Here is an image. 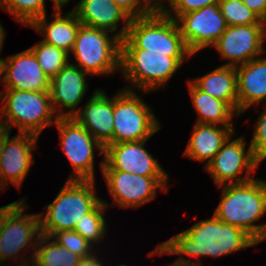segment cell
<instances>
[{
    "label": "cell",
    "instance_id": "6da1fadb",
    "mask_svg": "<svg viewBox=\"0 0 266 266\" xmlns=\"http://www.w3.org/2000/svg\"><path fill=\"white\" fill-rule=\"evenodd\" d=\"M259 243L240 227L220 221L214 214L211 219L201 220L190 228L178 233L168 240L159 243L149 252L153 255H179L175 260L179 264L200 263L199 260H188L190 257H222L239 250L257 246Z\"/></svg>",
    "mask_w": 266,
    "mask_h": 266
},
{
    "label": "cell",
    "instance_id": "7a4b0ae2",
    "mask_svg": "<svg viewBox=\"0 0 266 266\" xmlns=\"http://www.w3.org/2000/svg\"><path fill=\"white\" fill-rule=\"evenodd\" d=\"M221 201L214 215L222 222L240 227L258 243L266 240V223L256 224L266 214V184L254 178L240 184L220 186Z\"/></svg>",
    "mask_w": 266,
    "mask_h": 266
},
{
    "label": "cell",
    "instance_id": "3957f363",
    "mask_svg": "<svg viewBox=\"0 0 266 266\" xmlns=\"http://www.w3.org/2000/svg\"><path fill=\"white\" fill-rule=\"evenodd\" d=\"M192 53H157L144 49H121V71L130 87L142 93L163 88ZM130 83V84H129Z\"/></svg>",
    "mask_w": 266,
    "mask_h": 266
},
{
    "label": "cell",
    "instance_id": "277c9868",
    "mask_svg": "<svg viewBox=\"0 0 266 266\" xmlns=\"http://www.w3.org/2000/svg\"><path fill=\"white\" fill-rule=\"evenodd\" d=\"M95 186V180L67 179L53 202L46 205V212L38 213L41 234L51 237L58 231L74 230L102 200L96 196Z\"/></svg>",
    "mask_w": 266,
    "mask_h": 266
},
{
    "label": "cell",
    "instance_id": "5b68a950",
    "mask_svg": "<svg viewBox=\"0 0 266 266\" xmlns=\"http://www.w3.org/2000/svg\"><path fill=\"white\" fill-rule=\"evenodd\" d=\"M0 101V119L10 131L14 126L18 132L39 137L59 118L53 109L49 91L2 90Z\"/></svg>",
    "mask_w": 266,
    "mask_h": 266
},
{
    "label": "cell",
    "instance_id": "8992f818",
    "mask_svg": "<svg viewBox=\"0 0 266 266\" xmlns=\"http://www.w3.org/2000/svg\"><path fill=\"white\" fill-rule=\"evenodd\" d=\"M121 49H144L157 53H191L177 23L159 7L148 15L132 18Z\"/></svg>",
    "mask_w": 266,
    "mask_h": 266
},
{
    "label": "cell",
    "instance_id": "52a82bcc",
    "mask_svg": "<svg viewBox=\"0 0 266 266\" xmlns=\"http://www.w3.org/2000/svg\"><path fill=\"white\" fill-rule=\"evenodd\" d=\"M71 53L77 64L70 63L89 75L121 71V39L109 31L81 25Z\"/></svg>",
    "mask_w": 266,
    "mask_h": 266
},
{
    "label": "cell",
    "instance_id": "ba28073f",
    "mask_svg": "<svg viewBox=\"0 0 266 266\" xmlns=\"http://www.w3.org/2000/svg\"><path fill=\"white\" fill-rule=\"evenodd\" d=\"M140 97L127 89L114 95L113 144L148 140L161 128L152 108Z\"/></svg>",
    "mask_w": 266,
    "mask_h": 266
},
{
    "label": "cell",
    "instance_id": "9c48e42d",
    "mask_svg": "<svg viewBox=\"0 0 266 266\" xmlns=\"http://www.w3.org/2000/svg\"><path fill=\"white\" fill-rule=\"evenodd\" d=\"M24 201L26 200L23 199L5 219L3 232L0 236V263L4 262L5 264L7 259L9 261L12 259V261L14 260L13 263L15 260L20 261L17 266H30L29 261L24 258L30 248L33 251H31V258L29 259L31 262L33 260L41 235L40 220L38 213L26 214L24 212L29 208ZM21 251L24 254L20 253Z\"/></svg>",
    "mask_w": 266,
    "mask_h": 266
},
{
    "label": "cell",
    "instance_id": "30bf717a",
    "mask_svg": "<svg viewBox=\"0 0 266 266\" xmlns=\"http://www.w3.org/2000/svg\"><path fill=\"white\" fill-rule=\"evenodd\" d=\"M54 125L59 131L60 147L74 170L68 180H96L94 149L104 157L105 148L72 117H59Z\"/></svg>",
    "mask_w": 266,
    "mask_h": 266
},
{
    "label": "cell",
    "instance_id": "8fae6325",
    "mask_svg": "<svg viewBox=\"0 0 266 266\" xmlns=\"http://www.w3.org/2000/svg\"><path fill=\"white\" fill-rule=\"evenodd\" d=\"M102 174L114 202L109 205L102 200L107 207L118 205L124 209H139L156 198L157 189L167 192L169 188V176H140L116 170H102Z\"/></svg>",
    "mask_w": 266,
    "mask_h": 266
},
{
    "label": "cell",
    "instance_id": "7c38bea8",
    "mask_svg": "<svg viewBox=\"0 0 266 266\" xmlns=\"http://www.w3.org/2000/svg\"><path fill=\"white\" fill-rule=\"evenodd\" d=\"M232 138L233 135L227 139L212 161L205 167L217 187L250 181L254 179L251 176L253 171L259 167L255 162L251 147L246 148L245 137ZM242 173L245 175L241 176Z\"/></svg>",
    "mask_w": 266,
    "mask_h": 266
},
{
    "label": "cell",
    "instance_id": "4fadbf2b",
    "mask_svg": "<svg viewBox=\"0 0 266 266\" xmlns=\"http://www.w3.org/2000/svg\"><path fill=\"white\" fill-rule=\"evenodd\" d=\"M188 50L198 51L212 47L227 28L218 4L185 13L175 19Z\"/></svg>",
    "mask_w": 266,
    "mask_h": 266
},
{
    "label": "cell",
    "instance_id": "5bb4252c",
    "mask_svg": "<svg viewBox=\"0 0 266 266\" xmlns=\"http://www.w3.org/2000/svg\"><path fill=\"white\" fill-rule=\"evenodd\" d=\"M265 38L266 29L262 24L227 26L212 47L228 61L223 65L236 67L266 53Z\"/></svg>",
    "mask_w": 266,
    "mask_h": 266
},
{
    "label": "cell",
    "instance_id": "9a60e30c",
    "mask_svg": "<svg viewBox=\"0 0 266 266\" xmlns=\"http://www.w3.org/2000/svg\"><path fill=\"white\" fill-rule=\"evenodd\" d=\"M10 132L5 138L0 153V190L9 188L13 184L22 188V184L35 162L33 151L39 137L34 134L17 132L10 137ZM11 182V184H10ZM8 186V187H7Z\"/></svg>",
    "mask_w": 266,
    "mask_h": 266
},
{
    "label": "cell",
    "instance_id": "2e32d148",
    "mask_svg": "<svg viewBox=\"0 0 266 266\" xmlns=\"http://www.w3.org/2000/svg\"><path fill=\"white\" fill-rule=\"evenodd\" d=\"M147 140L109 144L100 163L102 170H116L140 176H169L159 162L145 149Z\"/></svg>",
    "mask_w": 266,
    "mask_h": 266
},
{
    "label": "cell",
    "instance_id": "e0dca14e",
    "mask_svg": "<svg viewBox=\"0 0 266 266\" xmlns=\"http://www.w3.org/2000/svg\"><path fill=\"white\" fill-rule=\"evenodd\" d=\"M88 73L69 63L50 79V99L59 117H72L87 92ZM67 111H63V109ZM69 109V110H68Z\"/></svg>",
    "mask_w": 266,
    "mask_h": 266
},
{
    "label": "cell",
    "instance_id": "ac0fdd59",
    "mask_svg": "<svg viewBox=\"0 0 266 266\" xmlns=\"http://www.w3.org/2000/svg\"><path fill=\"white\" fill-rule=\"evenodd\" d=\"M114 95L110 98L102 89H96L83 108L72 116L104 148L113 144Z\"/></svg>",
    "mask_w": 266,
    "mask_h": 266
},
{
    "label": "cell",
    "instance_id": "d6986e66",
    "mask_svg": "<svg viewBox=\"0 0 266 266\" xmlns=\"http://www.w3.org/2000/svg\"><path fill=\"white\" fill-rule=\"evenodd\" d=\"M4 90L34 92L50 90V78L43 72L29 48L7 56Z\"/></svg>",
    "mask_w": 266,
    "mask_h": 266
},
{
    "label": "cell",
    "instance_id": "ffe728a7",
    "mask_svg": "<svg viewBox=\"0 0 266 266\" xmlns=\"http://www.w3.org/2000/svg\"><path fill=\"white\" fill-rule=\"evenodd\" d=\"M73 11L82 25L109 31L121 40L126 37L132 19L113 0H80ZM121 21L124 26L118 32Z\"/></svg>",
    "mask_w": 266,
    "mask_h": 266
},
{
    "label": "cell",
    "instance_id": "44dd1931",
    "mask_svg": "<svg viewBox=\"0 0 266 266\" xmlns=\"http://www.w3.org/2000/svg\"><path fill=\"white\" fill-rule=\"evenodd\" d=\"M238 114L251 106L266 104V57H258L235 67ZM255 104V105H254Z\"/></svg>",
    "mask_w": 266,
    "mask_h": 266
},
{
    "label": "cell",
    "instance_id": "7402d4cb",
    "mask_svg": "<svg viewBox=\"0 0 266 266\" xmlns=\"http://www.w3.org/2000/svg\"><path fill=\"white\" fill-rule=\"evenodd\" d=\"M234 132L233 126H219L195 122L193 132L183 154L191 160L198 162L206 161L205 167H207Z\"/></svg>",
    "mask_w": 266,
    "mask_h": 266
},
{
    "label": "cell",
    "instance_id": "603a6c76",
    "mask_svg": "<svg viewBox=\"0 0 266 266\" xmlns=\"http://www.w3.org/2000/svg\"><path fill=\"white\" fill-rule=\"evenodd\" d=\"M51 22L47 14L36 19L29 27L42 34L43 42L71 53L79 27L82 25L73 10L63 16L62 11H54Z\"/></svg>",
    "mask_w": 266,
    "mask_h": 266
},
{
    "label": "cell",
    "instance_id": "cb8c5ba5",
    "mask_svg": "<svg viewBox=\"0 0 266 266\" xmlns=\"http://www.w3.org/2000/svg\"><path fill=\"white\" fill-rule=\"evenodd\" d=\"M187 84L191 105L199 116L197 123L233 126L231 119L240 115L227 102L200 90L191 80H188Z\"/></svg>",
    "mask_w": 266,
    "mask_h": 266
},
{
    "label": "cell",
    "instance_id": "d4e9b609",
    "mask_svg": "<svg viewBox=\"0 0 266 266\" xmlns=\"http://www.w3.org/2000/svg\"><path fill=\"white\" fill-rule=\"evenodd\" d=\"M200 90L227 102L238 113L237 73L234 66L221 65L191 80Z\"/></svg>",
    "mask_w": 266,
    "mask_h": 266
},
{
    "label": "cell",
    "instance_id": "484cf974",
    "mask_svg": "<svg viewBox=\"0 0 266 266\" xmlns=\"http://www.w3.org/2000/svg\"><path fill=\"white\" fill-rule=\"evenodd\" d=\"M51 240V241H50ZM81 257L59 245L50 236L41 234L34 252L32 266H77Z\"/></svg>",
    "mask_w": 266,
    "mask_h": 266
},
{
    "label": "cell",
    "instance_id": "4316f807",
    "mask_svg": "<svg viewBox=\"0 0 266 266\" xmlns=\"http://www.w3.org/2000/svg\"><path fill=\"white\" fill-rule=\"evenodd\" d=\"M108 207L101 200L90 212L83 216L80 222H77L74 231L85 238L90 244L96 247L105 238L107 231V222L104 212Z\"/></svg>",
    "mask_w": 266,
    "mask_h": 266
},
{
    "label": "cell",
    "instance_id": "83f0119b",
    "mask_svg": "<svg viewBox=\"0 0 266 266\" xmlns=\"http://www.w3.org/2000/svg\"><path fill=\"white\" fill-rule=\"evenodd\" d=\"M29 49L34 53L43 72L50 79L70 63L69 53L46 42L40 41Z\"/></svg>",
    "mask_w": 266,
    "mask_h": 266
},
{
    "label": "cell",
    "instance_id": "f1b7e54d",
    "mask_svg": "<svg viewBox=\"0 0 266 266\" xmlns=\"http://www.w3.org/2000/svg\"><path fill=\"white\" fill-rule=\"evenodd\" d=\"M45 0H0V7L9 12L21 25L30 26L46 15Z\"/></svg>",
    "mask_w": 266,
    "mask_h": 266
},
{
    "label": "cell",
    "instance_id": "f546056e",
    "mask_svg": "<svg viewBox=\"0 0 266 266\" xmlns=\"http://www.w3.org/2000/svg\"><path fill=\"white\" fill-rule=\"evenodd\" d=\"M218 5L227 26L261 24L259 17L241 0H220Z\"/></svg>",
    "mask_w": 266,
    "mask_h": 266
},
{
    "label": "cell",
    "instance_id": "4dcf8cb0",
    "mask_svg": "<svg viewBox=\"0 0 266 266\" xmlns=\"http://www.w3.org/2000/svg\"><path fill=\"white\" fill-rule=\"evenodd\" d=\"M51 238L81 258L92 255L94 246L74 230L55 232Z\"/></svg>",
    "mask_w": 266,
    "mask_h": 266
},
{
    "label": "cell",
    "instance_id": "1f68e13d",
    "mask_svg": "<svg viewBox=\"0 0 266 266\" xmlns=\"http://www.w3.org/2000/svg\"><path fill=\"white\" fill-rule=\"evenodd\" d=\"M220 0H167L159 6V8L172 19H176L178 16L185 13L199 10L206 5L218 4ZM168 7V8H167Z\"/></svg>",
    "mask_w": 266,
    "mask_h": 266
},
{
    "label": "cell",
    "instance_id": "d6a6232c",
    "mask_svg": "<svg viewBox=\"0 0 266 266\" xmlns=\"http://www.w3.org/2000/svg\"><path fill=\"white\" fill-rule=\"evenodd\" d=\"M255 122L254 134L249 146L254 152L256 164L259 165L266 159V104Z\"/></svg>",
    "mask_w": 266,
    "mask_h": 266
},
{
    "label": "cell",
    "instance_id": "836d02e7",
    "mask_svg": "<svg viewBox=\"0 0 266 266\" xmlns=\"http://www.w3.org/2000/svg\"><path fill=\"white\" fill-rule=\"evenodd\" d=\"M131 18H138L151 13L156 7L149 0H113Z\"/></svg>",
    "mask_w": 266,
    "mask_h": 266
},
{
    "label": "cell",
    "instance_id": "e575fe53",
    "mask_svg": "<svg viewBox=\"0 0 266 266\" xmlns=\"http://www.w3.org/2000/svg\"><path fill=\"white\" fill-rule=\"evenodd\" d=\"M251 11H253L259 18L261 17L266 0H241Z\"/></svg>",
    "mask_w": 266,
    "mask_h": 266
},
{
    "label": "cell",
    "instance_id": "d590c367",
    "mask_svg": "<svg viewBox=\"0 0 266 266\" xmlns=\"http://www.w3.org/2000/svg\"><path fill=\"white\" fill-rule=\"evenodd\" d=\"M23 199L21 198L20 200L14 201L8 205H5L3 207H0V236L3 232L4 228V223L7 215L22 201Z\"/></svg>",
    "mask_w": 266,
    "mask_h": 266
},
{
    "label": "cell",
    "instance_id": "8d00e7d4",
    "mask_svg": "<svg viewBox=\"0 0 266 266\" xmlns=\"http://www.w3.org/2000/svg\"><path fill=\"white\" fill-rule=\"evenodd\" d=\"M101 259H99V255L97 256L96 252H94L92 255L81 258L77 266H104V262H102Z\"/></svg>",
    "mask_w": 266,
    "mask_h": 266
},
{
    "label": "cell",
    "instance_id": "74e56055",
    "mask_svg": "<svg viewBox=\"0 0 266 266\" xmlns=\"http://www.w3.org/2000/svg\"><path fill=\"white\" fill-rule=\"evenodd\" d=\"M10 132V129L6 126V124L0 119V153L5 141L6 136Z\"/></svg>",
    "mask_w": 266,
    "mask_h": 266
},
{
    "label": "cell",
    "instance_id": "f35d334b",
    "mask_svg": "<svg viewBox=\"0 0 266 266\" xmlns=\"http://www.w3.org/2000/svg\"><path fill=\"white\" fill-rule=\"evenodd\" d=\"M54 11H62L63 6L67 5L71 0H51Z\"/></svg>",
    "mask_w": 266,
    "mask_h": 266
},
{
    "label": "cell",
    "instance_id": "ab89813d",
    "mask_svg": "<svg viewBox=\"0 0 266 266\" xmlns=\"http://www.w3.org/2000/svg\"><path fill=\"white\" fill-rule=\"evenodd\" d=\"M6 60L0 57V81L5 85Z\"/></svg>",
    "mask_w": 266,
    "mask_h": 266
},
{
    "label": "cell",
    "instance_id": "60d3db41",
    "mask_svg": "<svg viewBox=\"0 0 266 266\" xmlns=\"http://www.w3.org/2000/svg\"><path fill=\"white\" fill-rule=\"evenodd\" d=\"M5 37H6V30H4L2 24L0 23V54L4 45Z\"/></svg>",
    "mask_w": 266,
    "mask_h": 266
},
{
    "label": "cell",
    "instance_id": "b9f144b4",
    "mask_svg": "<svg viewBox=\"0 0 266 266\" xmlns=\"http://www.w3.org/2000/svg\"><path fill=\"white\" fill-rule=\"evenodd\" d=\"M259 21L262 24V26L266 29V4L261 17L259 18Z\"/></svg>",
    "mask_w": 266,
    "mask_h": 266
},
{
    "label": "cell",
    "instance_id": "7bdbcfd3",
    "mask_svg": "<svg viewBox=\"0 0 266 266\" xmlns=\"http://www.w3.org/2000/svg\"><path fill=\"white\" fill-rule=\"evenodd\" d=\"M155 7L161 6L164 1L163 0H149Z\"/></svg>",
    "mask_w": 266,
    "mask_h": 266
},
{
    "label": "cell",
    "instance_id": "ee69618b",
    "mask_svg": "<svg viewBox=\"0 0 266 266\" xmlns=\"http://www.w3.org/2000/svg\"><path fill=\"white\" fill-rule=\"evenodd\" d=\"M167 266H187V264H179V263L173 262L172 264L170 263Z\"/></svg>",
    "mask_w": 266,
    "mask_h": 266
},
{
    "label": "cell",
    "instance_id": "f6af8a7d",
    "mask_svg": "<svg viewBox=\"0 0 266 266\" xmlns=\"http://www.w3.org/2000/svg\"><path fill=\"white\" fill-rule=\"evenodd\" d=\"M187 266H204L203 263L200 264V263H189L187 264Z\"/></svg>",
    "mask_w": 266,
    "mask_h": 266
},
{
    "label": "cell",
    "instance_id": "bcb514c9",
    "mask_svg": "<svg viewBox=\"0 0 266 266\" xmlns=\"http://www.w3.org/2000/svg\"><path fill=\"white\" fill-rule=\"evenodd\" d=\"M4 265H5V266H6V265H7V266H10V264H4V263L1 264V263H0V266H4ZM16 266H17V265H16Z\"/></svg>",
    "mask_w": 266,
    "mask_h": 266
},
{
    "label": "cell",
    "instance_id": "7dc6e473",
    "mask_svg": "<svg viewBox=\"0 0 266 266\" xmlns=\"http://www.w3.org/2000/svg\"><path fill=\"white\" fill-rule=\"evenodd\" d=\"M118 266H128L127 264H119Z\"/></svg>",
    "mask_w": 266,
    "mask_h": 266
}]
</instances>
